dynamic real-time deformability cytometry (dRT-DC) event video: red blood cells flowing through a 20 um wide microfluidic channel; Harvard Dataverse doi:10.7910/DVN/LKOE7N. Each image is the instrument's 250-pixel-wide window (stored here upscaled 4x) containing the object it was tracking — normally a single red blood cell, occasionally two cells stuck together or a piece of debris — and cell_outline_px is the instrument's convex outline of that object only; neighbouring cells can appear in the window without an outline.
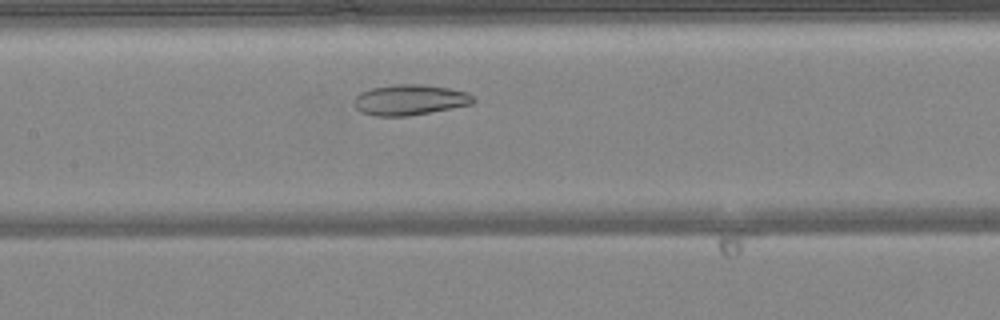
{"species": "common noctule bat (a hibernating species)", "species_latin": "Nyctalus noctula", "temperature_condition": "warm", "stored_images_in_passage": 36, "camera_frame_rate_fps": 3000, "um_per_image_px": 0.085, "animal": {"sex": "female", "body_mass_g": 24.6, "forearm_length_mm": 56.2}, "frame": {"image": 1, "passage_image": 15, "time_ms": 4.667, "image_size_px": [1000, 320], "cell_outline_px": [[476, 100], [472, 104], [452, 108], [408, 116], [376, 116], [360, 112], [352, 104], [352, 100], [360, 92], [372, 88], [396, 84], [420, 84], [448, 88], [468, 92]], "centroid_in_image_um": [34.8, 8.49], "position_along_channel_um": 172.6, "area_um2": 21.33}}
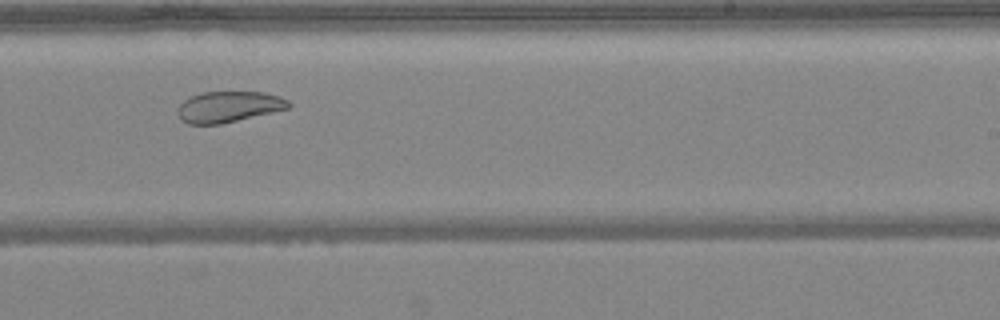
{"frame": {"image": 2, "passage_image": 22, "time_ms": 7.0, "image_size_px": [1000, 320], "cell_outline_px": [[292, 104], [288, 108], [272, 112], [220, 124], [188, 124], [180, 120], [176, 112], [180, 104], [184, 100], [200, 92], [264, 92], [280, 96], [288, 100]], "centroid_in_image_um": [19.41, 9.07], "position_along_channel_um": 269.6, "area_um2": 20.0}}
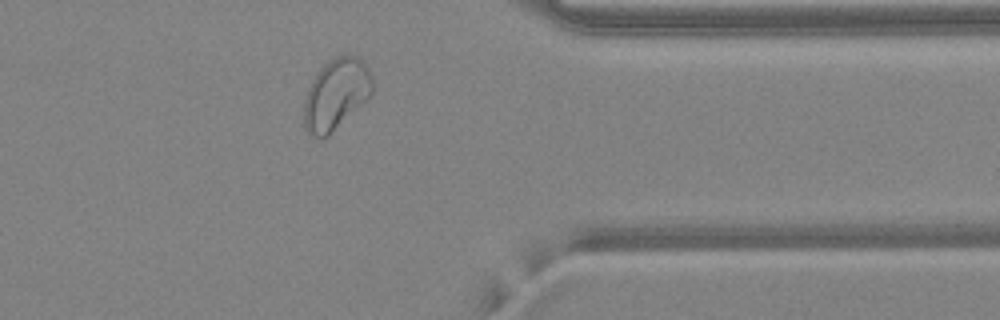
{"frame": {"image": 3, "passage_image": 31, "time_ms": 10.0, "image_size_px": [1000, 320], "cell_outline_px": [[372, 92], [328, 136], [308, 136], [304, 128], [304, 100], [308, 88], [312, 80], [320, 68], [324, 64], [336, 56], [356, 56], [368, 68], [372, 76]], "centroid_in_image_um": [28.51, 8.01], "position_along_channel_um": 382.9, "area_um2": 27.63}}